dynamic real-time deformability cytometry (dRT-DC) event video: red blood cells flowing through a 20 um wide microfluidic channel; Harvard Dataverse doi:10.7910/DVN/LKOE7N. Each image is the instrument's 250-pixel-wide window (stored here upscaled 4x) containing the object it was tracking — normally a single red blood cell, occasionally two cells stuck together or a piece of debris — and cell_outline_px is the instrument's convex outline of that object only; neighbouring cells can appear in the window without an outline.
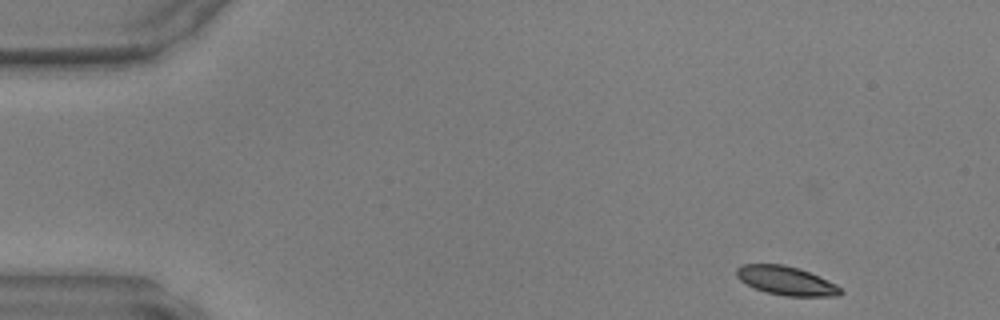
{"species": "common noctule bat (a hibernating species)", "species_latin": "Nyctalus noctula", "temperature_condition": "warm", "stored_images_in_passage": 45, "segment_of_instrument_passage": [1, 2], "camera_frame_rate_fps": 3000, "um_per_image_px": 0.085, "animal": {"sex": "male", "body_mass_g": 17.9, "forearm_length_mm": 54.2}, "frame": {"image": 1, "passage_image": 1, "time_ms": 0.0, "image_size_px": [1000, 320], "cell_outline_px": [[844, 292], [840, 296], [784, 296], [764, 292], [740, 280], [736, 276], [736, 268], [740, 264], [784, 264], [800, 268], [836, 284]], "centroid_in_image_um": [66.82, 23.85], "position_along_channel_um": 18.2, "area_um2": 17.57}}
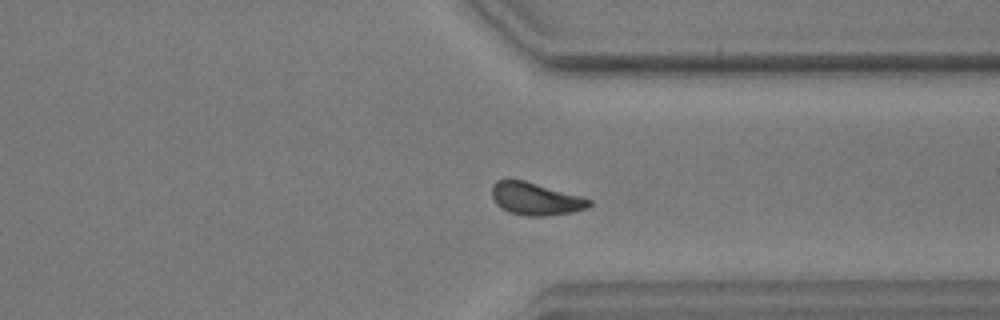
{"frame": {"image": 2, "passage_image": 33, "time_ms": 10.667, "image_size_px": [1000, 320], "cell_outline_px": [[592, 204], [588, 208], [572, 212], [544, 216], [524, 216], [508, 212], [500, 208], [496, 204], [492, 196], [492, 184], [496, 180], [524, 180], [580, 196], [592, 200]], "centroid_in_image_um": [45.5, 16.91], "position_along_channel_um": 365.9, "area_um2": 18.44}}
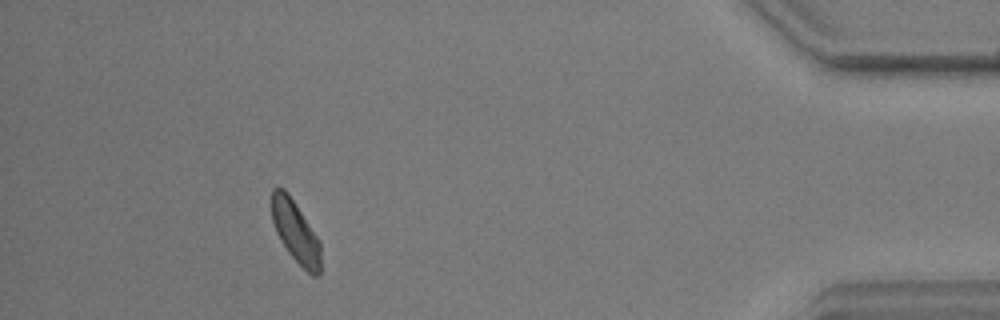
{"frame": {"image": 3, "passage_image": 40, "time_ms": 13.0, "image_size_px": [1000, 320], "cell_outline_px": [[320, 272], [316, 276], [312, 276], [288, 252], [280, 240], [276, 232], [272, 220], [272, 188], [284, 188], [288, 192], [320, 240]], "centroid_in_image_um": [25.12, 19.68], "position_along_channel_um": 410.1, "area_um2": 17.51}}